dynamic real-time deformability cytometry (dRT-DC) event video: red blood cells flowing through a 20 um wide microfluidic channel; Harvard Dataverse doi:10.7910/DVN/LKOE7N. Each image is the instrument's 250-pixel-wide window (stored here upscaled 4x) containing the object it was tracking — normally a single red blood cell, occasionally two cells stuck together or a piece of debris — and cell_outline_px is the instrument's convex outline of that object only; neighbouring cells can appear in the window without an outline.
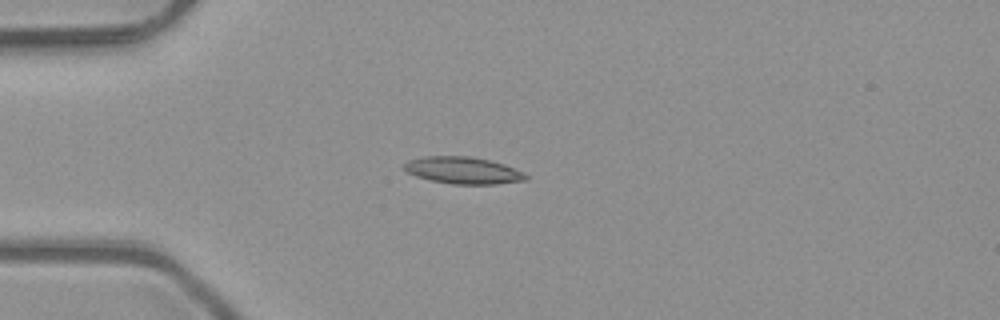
{"species": "common noctule bat (a hibernating species)", "species_latin": "Nyctalus noctula", "temperature_condition": "room temperature", "stored_images_in_passage": 5, "camera_frame_rate_fps": 3000, "um_per_image_px": 0.085, "animal": {"sex": "male", "body_mass_g": 23.1, "forearm_length_mm": 52.7}, "frame": {"image": 1, "passage_image": 3, "time_ms": 0.667, "image_size_px": [1000, 320], "cell_outline_px": [[528, 180], [496, 184], [452, 184], [428, 180], [416, 176], [408, 172], [404, 168], [404, 164], [408, 160], [424, 156], [468, 156], [488, 160], [504, 164], [524, 172], [528, 176]], "centroid_in_image_um": [39.37, 14.49], "position_along_channel_um": 45.6, "area_um2": 19.13}}
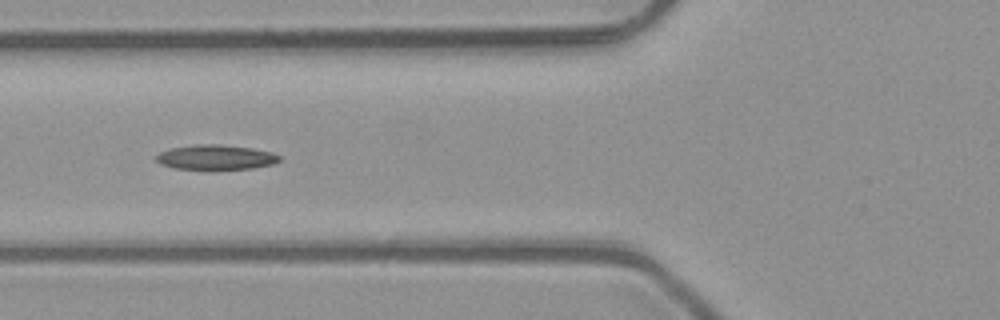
{"frame": {"image": 2, "passage_image": 5, "time_ms": 1.333, "image_size_px": [1000, 320], "cell_outline_px": [[280, 160], [272, 164], [252, 168], [212, 172], [208, 172], [176, 168], [160, 164], [156, 160], [156, 156], [160, 152], [172, 148], [196, 144], [216, 144], [252, 148], [272, 152], [280, 156]], "centroid_in_image_um": [18.33, 13.41], "position_along_channel_um": 107.5, "area_um2": 18.5}}